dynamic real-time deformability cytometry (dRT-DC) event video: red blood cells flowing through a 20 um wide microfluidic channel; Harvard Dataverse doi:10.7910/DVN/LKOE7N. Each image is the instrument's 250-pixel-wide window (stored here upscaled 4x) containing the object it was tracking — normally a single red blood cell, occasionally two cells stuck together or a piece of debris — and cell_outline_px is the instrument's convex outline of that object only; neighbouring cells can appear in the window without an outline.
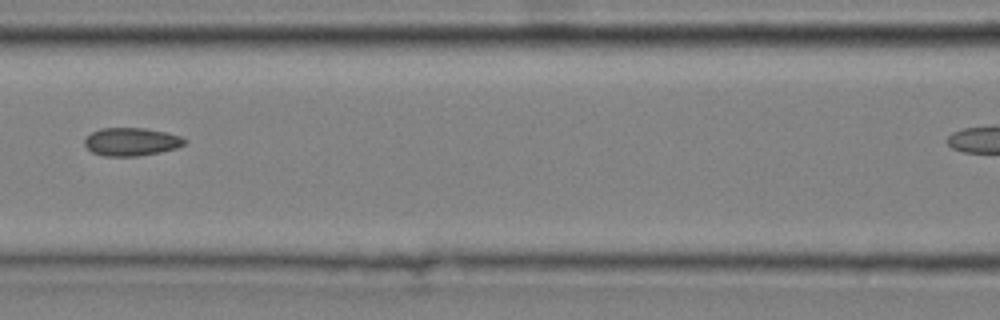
{"species": "common noctule bat (a hibernating species)", "species_latin": "Nyctalus noctula", "temperature_condition": "cold", "stored_images_in_passage": 8, "segment_of_instrument_passage": [1, 2], "camera_frame_rate_fps": 3000, "um_per_image_px": 0.085, "animal": {"sex": "male", "body_mass_g": 20.4}, "frame": {"image": 1, "passage_image": 4, "time_ms": 1.0, "image_size_px": [1000, 320], "cell_outline_px": [[188, 140], [184, 144], [176, 148], [160, 152], [140, 156], [104, 156], [92, 152], [84, 144], [84, 140], [92, 132], [100, 128], [144, 128], [164, 132], [180, 136]], "centroid_in_image_um": [11.16, 12.05], "position_along_channel_um": 155.4, "area_um2": 16.3}}
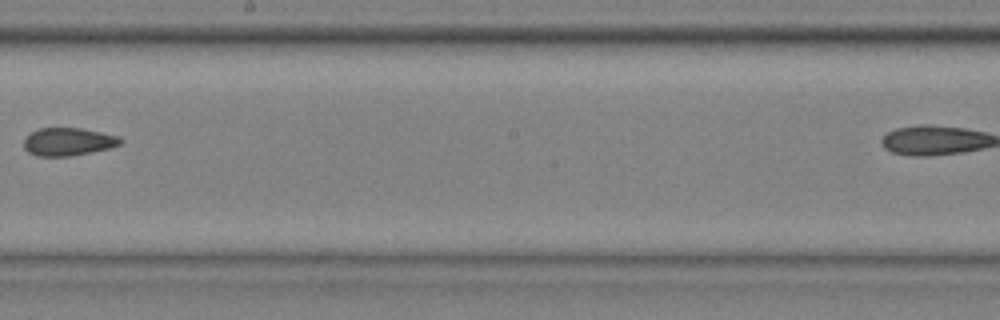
{"frame": {"image": 2, "passage_image": 6, "time_ms": 1.667, "image_size_px": [1000, 320], "cell_outline_px": [[124, 140], [120, 144], [108, 148], [72, 156], [36, 156], [28, 152], [24, 148], [24, 140], [32, 132], [40, 128], [80, 128], [120, 136]], "centroid_in_image_um": [5.8, 12.05], "position_along_channel_um": 242.4, "area_um2": 15.61}}
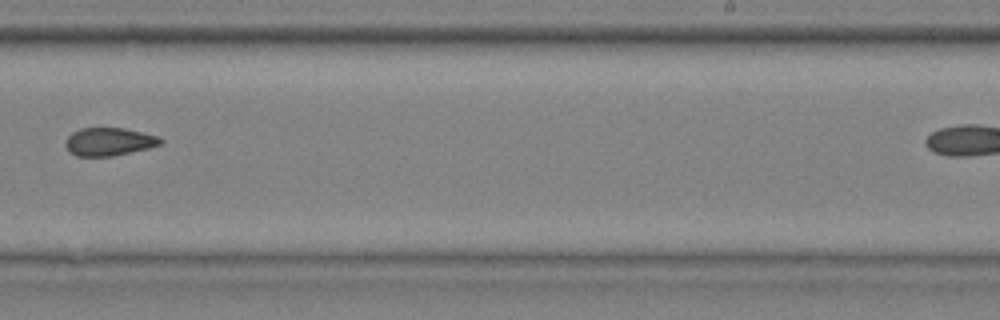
{"frame": {"image": 3, "passage_image": 7, "time_ms": 2.0, "image_size_px": [1000, 320], "cell_outline_px": [[164, 144], [148, 148], [112, 156], [76, 156], [68, 152], [64, 144], [68, 136], [72, 132], [80, 128], [124, 128], [160, 136], [164, 140]], "centroid_in_image_um": [9.28, 12.04], "position_along_channel_um": 279.7, "area_um2": 15.72}}